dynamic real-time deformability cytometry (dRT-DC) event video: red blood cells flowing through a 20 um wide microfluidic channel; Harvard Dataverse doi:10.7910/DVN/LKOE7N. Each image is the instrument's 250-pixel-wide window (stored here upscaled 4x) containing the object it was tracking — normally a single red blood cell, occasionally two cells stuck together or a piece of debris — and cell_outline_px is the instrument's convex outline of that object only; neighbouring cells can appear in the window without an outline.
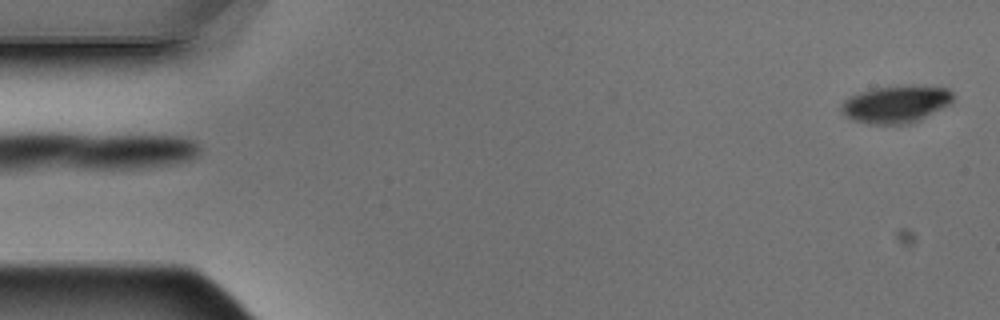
{"species": "Egyptian fruit bat (a non-hibernating species)", "species_latin": "Rousettus aegyptiacus", "temperature_condition": "warm", "stored_images_in_passage": 2, "camera_frame_rate_fps": 3000, "um_per_image_px": 0.085, "animal": {"sex": "male"}, "frame": {"image": 1, "passage_image": 2, "time_ms": 0.333, "image_size_px": [1000, 320], "cell_outline_px": [[952, 104], [912, 124], [868, 124], [852, 120], [840, 108], [844, 100], [860, 92], [876, 88], [948, 88], [952, 92]], "centroid_in_image_um": [76.16, 8.92], "position_along_channel_um": 8.8, "area_um2": 23.47}}